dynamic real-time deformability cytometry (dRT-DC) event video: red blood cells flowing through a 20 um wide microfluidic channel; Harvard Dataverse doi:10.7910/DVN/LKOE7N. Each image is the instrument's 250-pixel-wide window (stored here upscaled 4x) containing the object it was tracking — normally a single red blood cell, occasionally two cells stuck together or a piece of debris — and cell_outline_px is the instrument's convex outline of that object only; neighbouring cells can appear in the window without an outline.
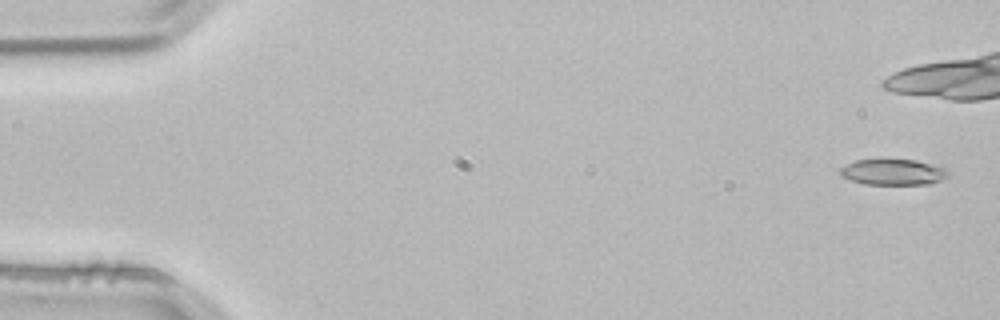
{"species": "common noctule bat (a hibernating species)", "species_latin": "Nyctalus noctula", "temperature_condition": "room temperature", "stored_images_in_passage": 5, "camera_frame_rate_fps": 3000, "um_per_image_px": 0.085, "animal": {"sex": "male", "body_mass_g": 21.5, "forearm_length_mm": 52.0}, "frame": {"image": 1, "passage_image": 1, "time_ms": 0.0, "image_size_px": [1000, 320], "cell_outline_px": [[948, 172], [940, 180], [928, 184], [864, 184], [840, 176], [840, 168], [856, 160], [916, 160], [944, 168]], "centroid_in_image_um": [75.86, 14.63], "position_along_channel_um": 9.1, "area_um2": 15.84}}